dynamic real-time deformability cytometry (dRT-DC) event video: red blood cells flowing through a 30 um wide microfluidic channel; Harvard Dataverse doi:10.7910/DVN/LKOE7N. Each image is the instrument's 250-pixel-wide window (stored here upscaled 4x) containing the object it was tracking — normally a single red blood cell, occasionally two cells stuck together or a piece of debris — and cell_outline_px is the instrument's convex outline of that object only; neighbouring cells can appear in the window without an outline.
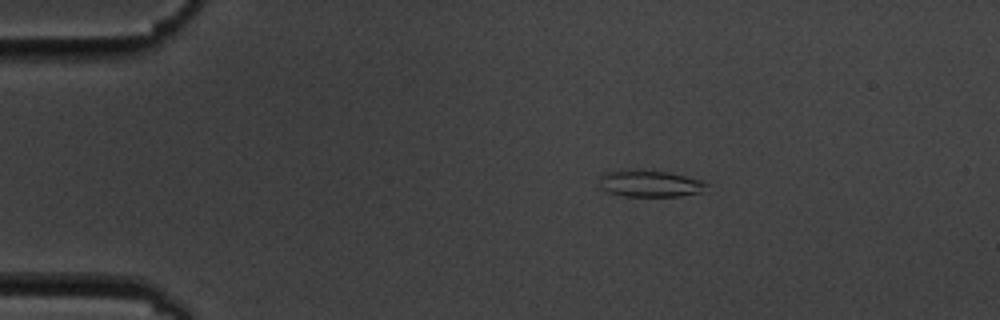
{"species": "common noctule bat (a hibernating species)", "species_latin": "Nyctalus noctula", "temperature_condition": "cold", "stored_images_in_passage": 3, "camera_frame_rate_fps": 3000, "um_per_image_px": 0.085, "animal": {"sex": "male", "body_mass_g": 19.5, "forearm_length_mm": 54.6}, "frame": {"image": 1, "passage_image": 1, "time_ms": 0.0, "image_size_px": [1000, 320], "cell_outline_px": [[708, 184], [700, 192], [680, 196], [624, 196], [608, 192], [600, 188], [600, 176], [604, 172], [620, 168], [636, 168], [668, 172], [700, 180]], "centroid_in_image_um": [55.13, 15.57], "position_along_channel_um": 29.9, "area_um2": 16.99}}